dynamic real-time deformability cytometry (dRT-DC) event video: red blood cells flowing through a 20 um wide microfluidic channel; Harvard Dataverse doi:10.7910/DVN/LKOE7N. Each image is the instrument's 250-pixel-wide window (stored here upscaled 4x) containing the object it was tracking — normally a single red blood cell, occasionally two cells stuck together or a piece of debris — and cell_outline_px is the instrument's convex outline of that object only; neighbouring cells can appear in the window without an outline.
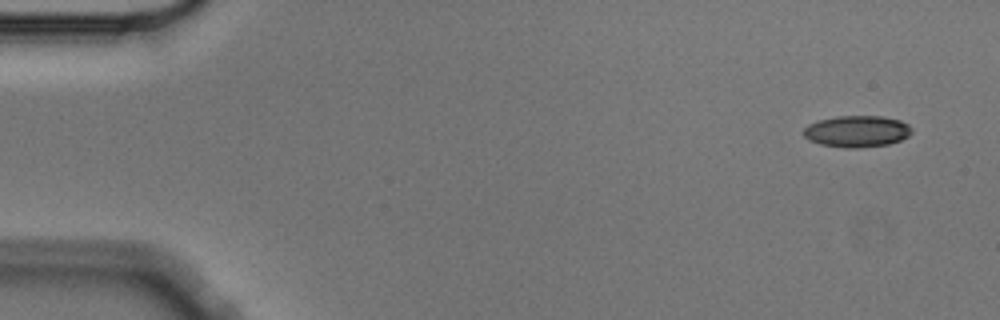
{"species": "Egyptian fruit bat (a non-hibernating species)", "species_latin": "Rousettus aegyptiacus", "temperature_condition": "cold", "stored_images_in_passage": 4, "camera_frame_rate_fps": 3000, "um_per_image_px": 0.085, "animal": {"sex": "male"}, "frame": {"image": 1, "passage_image": 1, "time_ms": 0.0, "image_size_px": [1000, 320], "cell_outline_px": [[912, 132], [908, 136], [900, 140], [888, 144], [856, 148], [848, 148], [820, 144], [808, 140], [800, 132], [808, 124], [820, 120], [836, 116], [884, 116], [900, 120], [908, 124], [912, 128]], "centroid_in_image_um": [72.82, 11.16], "position_along_channel_um": 12.2, "area_um2": 20.0}}
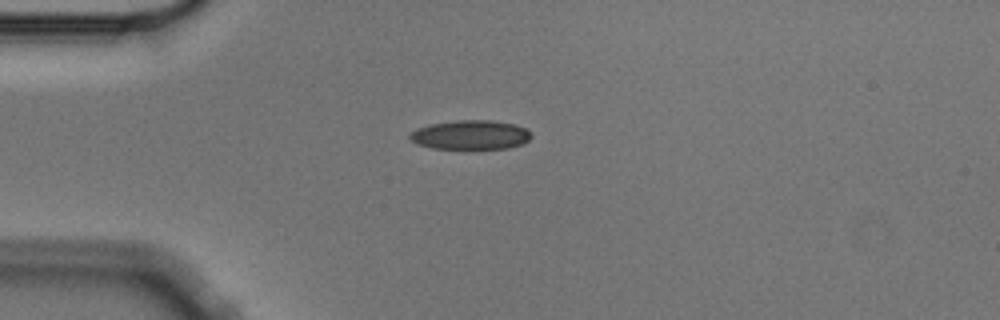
{"frame": {"image": 2, "passage_image": 4, "time_ms": 1.0, "image_size_px": [1000, 320], "cell_outline_px": [[532, 136], [524, 144], [508, 148], [432, 148], [416, 144], [408, 136], [416, 128], [432, 124], [456, 120], [492, 120], [516, 124], [524, 128]], "centroid_in_image_um": [40.0, 11.46], "position_along_channel_um": 45.0, "area_um2": 20.58}}